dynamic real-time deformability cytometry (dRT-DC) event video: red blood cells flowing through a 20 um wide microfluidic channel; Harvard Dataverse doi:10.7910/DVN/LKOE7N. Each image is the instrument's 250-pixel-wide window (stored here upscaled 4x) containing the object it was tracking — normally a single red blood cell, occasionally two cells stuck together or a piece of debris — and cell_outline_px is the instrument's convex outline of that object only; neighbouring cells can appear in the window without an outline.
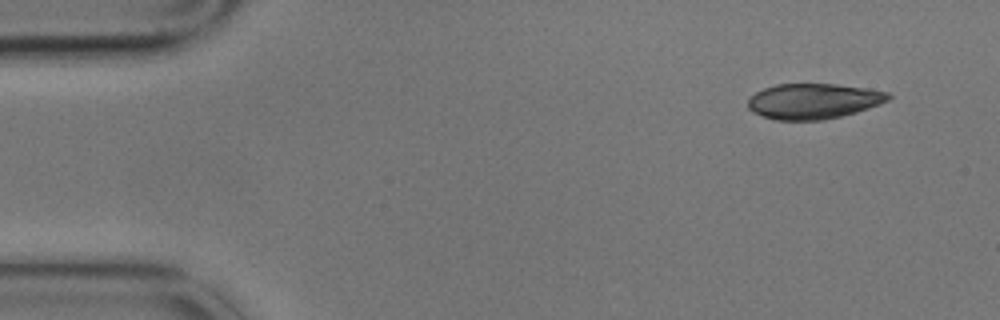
{"species": "common noctule bat (a hibernating species)", "species_latin": "Nyctalus noctula", "temperature_condition": "cold", "stored_images_in_passage": 4, "camera_frame_rate_fps": 3000, "um_per_image_px": 0.085, "animal": {"sex": "male", "body_mass_g": 17.9}, "frame": {"image": 1, "passage_image": 1, "time_ms": 0.0, "image_size_px": [1000, 320], "cell_outline_px": [[892, 96], [888, 100], [880, 104], [856, 112], [824, 120], [772, 120], [752, 112], [748, 108], [748, 100], [756, 92], [764, 88], [776, 84], [836, 84], [864, 88], [888, 92]], "centroid_in_image_um": [69.12, 8.6], "position_along_channel_um": 15.9, "area_um2": 28.96}}
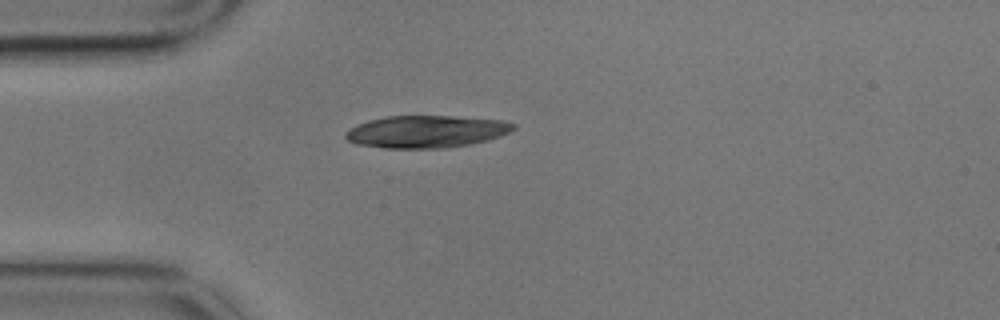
{"frame": {"image": 2, "passage_image": 4, "time_ms": 1.0, "image_size_px": [1000, 320], "cell_outline_px": [[516, 128], [512, 132], [488, 140], [468, 144], [444, 148], [384, 148], [356, 144], [348, 140], [344, 136], [344, 132], [356, 124], [368, 120], [388, 116], [448, 116], [500, 120], [516, 124]], "centroid_in_image_um": [36.21, 11.19], "position_along_channel_um": 48.8, "area_um2": 31.62}}